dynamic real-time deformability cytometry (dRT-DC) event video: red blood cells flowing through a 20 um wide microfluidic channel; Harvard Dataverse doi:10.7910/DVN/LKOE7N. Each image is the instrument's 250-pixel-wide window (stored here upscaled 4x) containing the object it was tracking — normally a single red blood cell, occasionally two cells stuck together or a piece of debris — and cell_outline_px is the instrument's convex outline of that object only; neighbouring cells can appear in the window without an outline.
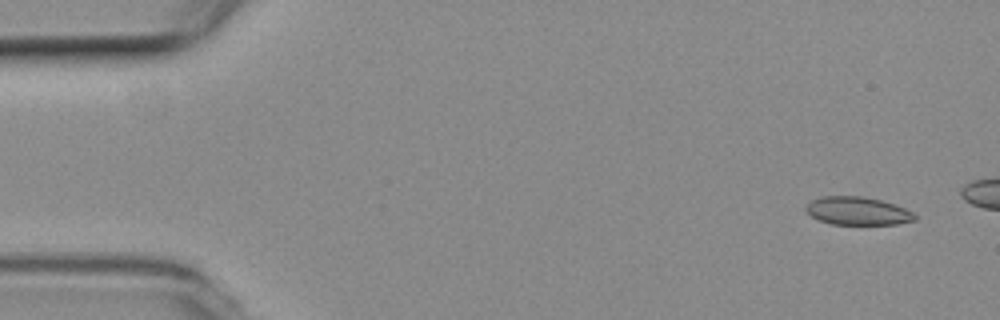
{"species": "common noctule bat (a hibernating species)", "species_latin": "Nyctalus noctula", "temperature_condition": "room temperature", "stored_images_in_passage": 15, "camera_frame_rate_fps": 3000, "um_per_image_px": 0.085, "animal": {"sex": "female", "body_mass_g": 19.3, "forearm_length_mm": 54.1}, "frame": {"image": 1, "passage_image": 3, "time_ms": 0.667, "image_size_px": [1000, 320], "cell_outline_px": [[916, 220], [896, 224], [832, 224], [820, 220], [812, 216], [804, 208], [812, 200], [820, 196], [864, 196], [896, 204], [912, 212], [916, 216]], "centroid_in_image_um": [72.91, 17.92], "position_along_channel_um": 12.1, "area_um2": 17.74}}